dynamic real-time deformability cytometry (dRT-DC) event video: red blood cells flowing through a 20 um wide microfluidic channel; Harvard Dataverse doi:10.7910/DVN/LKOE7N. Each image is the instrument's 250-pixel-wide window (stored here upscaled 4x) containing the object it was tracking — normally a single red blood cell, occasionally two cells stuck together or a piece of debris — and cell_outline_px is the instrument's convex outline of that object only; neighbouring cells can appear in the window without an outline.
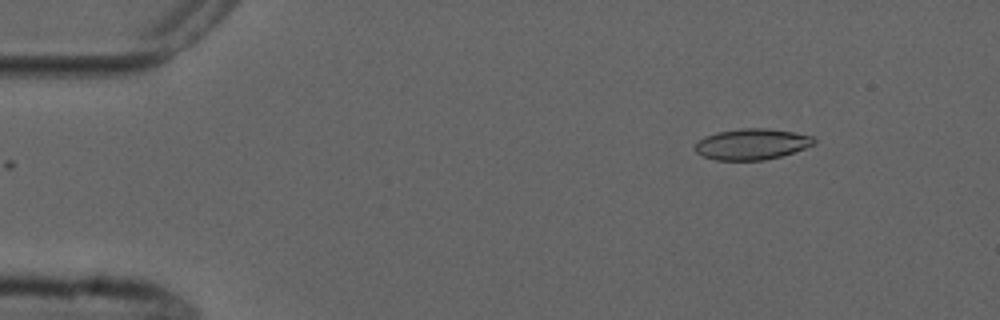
{"species": "common noctule bat (a hibernating species)", "species_latin": "Nyctalus noctula", "temperature_condition": "cold", "stored_images_in_passage": 2, "camera_frame_rate_fps": 3000, "um_per_image_px": 0.085, "animal": {"sex": "male", "forearm_length_mm": 52.5}, "frame": {"image": 1, "passage_image": 2, "time_ms": 1.667, "image_size_px": [1000, 320], "cell_outline_px": [[816, 144], [780, 156], [764, 160], [716, 160], [700, 156], [692, 148], [704, 136], [716, 132], [740, 128], [764, 128], [792, 132], [812, 136], [816, 140]], "centroid_in_image_um": [63.86, 12.25], "position_along_channel_um": 21.1, "area_um2": 21.5}}